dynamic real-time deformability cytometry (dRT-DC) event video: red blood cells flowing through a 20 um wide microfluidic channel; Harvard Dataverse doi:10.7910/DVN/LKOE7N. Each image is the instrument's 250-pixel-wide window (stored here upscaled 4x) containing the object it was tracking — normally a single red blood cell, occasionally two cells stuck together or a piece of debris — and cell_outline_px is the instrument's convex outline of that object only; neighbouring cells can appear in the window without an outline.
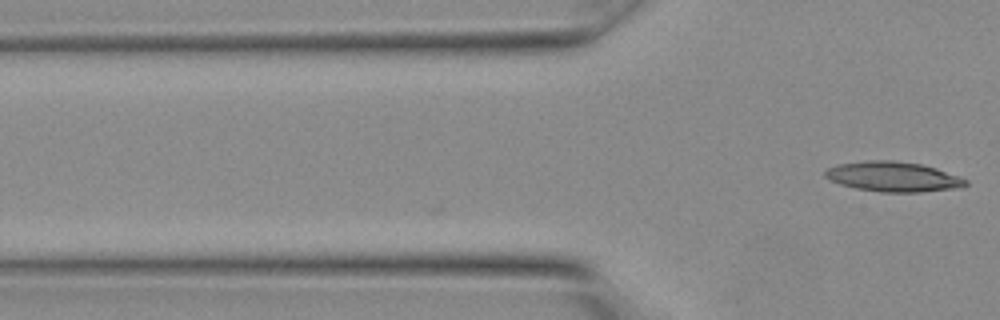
{"species": "Egyptian fruit bat (a non-hibernating species)", "species_latin": "Rousettus aegyptiacus", "temperature_condition": "warm", "stored_images_in_passage": 3, "camera_frame_rate_fps": 3000, "um_per_image_px": 0.085, "animal": {"sex": "female"}, "frame": {"image": 1, "passage_image": 3, "time_ms": 0.667, "image_size_px": [1000, 320], "cell_outline_px": [[968, 184], [960, 188], [920, 192], [880, 192], [856, 188], [840, 184], [824, 176], [824, 172], [828, 168], [840, 164], [868, 160], [888, 160], [920, 164], [936, 168], [960, 176], [968, 180]], "centroid_in_image_um": [75.96, 15.02], "position_along_channel_um": 49.8, "area_um2": 24.45}}